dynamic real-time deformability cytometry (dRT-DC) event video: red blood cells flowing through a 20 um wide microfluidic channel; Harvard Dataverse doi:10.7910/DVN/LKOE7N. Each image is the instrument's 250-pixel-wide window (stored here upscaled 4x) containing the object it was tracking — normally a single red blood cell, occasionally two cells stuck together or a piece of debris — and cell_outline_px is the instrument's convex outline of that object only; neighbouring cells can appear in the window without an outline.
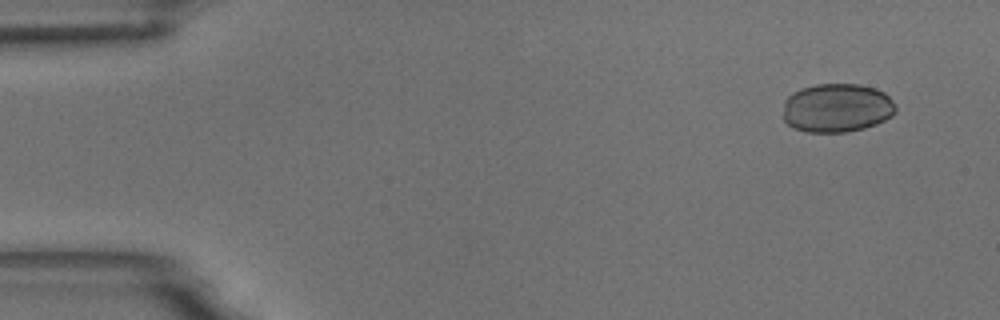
{"species": "common noctule bat (a hibernating species)", "species_latin": "Nyctalus noctula", "temperature_condition": "room temperature", "stored_images_in_passage": 6, "camera_frame_rate_fps": 3000, "um_per_image_px": 0.085, "animal": {"sex": "male", "body_mass_g": 18.8}, "frame": {"image": 1, "passage_image": 1, "time_ms": 0.0, "image_size_px": [1000, 320], "cell_outline_px": [[896, 112], [892, 116], [876, 124], [864, 128], [844, 132], [808, 132], [792, 128], [784, 120], [784, 100], [792, 92], [800, 88], [816, 84], [860, 84], [876, 88], [884, 92], [896, 104]], "centroid_in_image_um": [71.14, 9.16], "position_along_channel_um": 13.9, "area_um2": 32.37}}
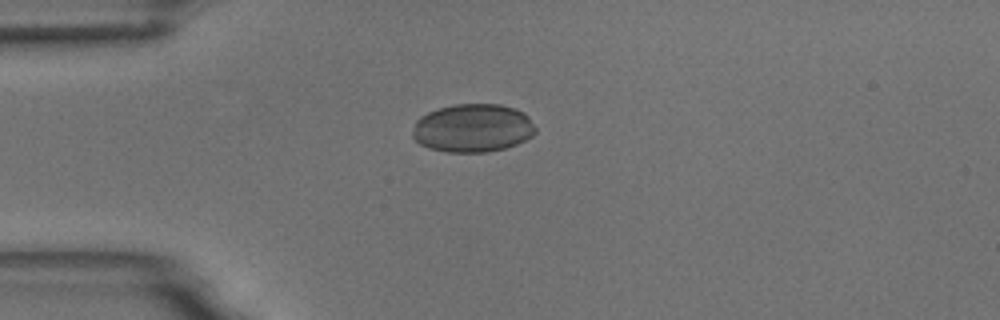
{"frame": {"image": 2, "passage_image": 4, "time_ms": 3.333, "image_size_px": [1000, 320], "cell_outline_px": [[536, 132], [532, 136], [516, 144], [504, 148], [488, 152], [444, 152], [428, 148], [420, 144], [412, 136], [412, 132], [416, 120], [420, 116], [428, 112], [452, 104], [500, 104], [516, 108], [524, 112], [528, 116], [536, 128]], "centroid_in_image_um": [40.18, 10.88], "position_along_channel_um": 44.8, "area_um2": 34.85}}